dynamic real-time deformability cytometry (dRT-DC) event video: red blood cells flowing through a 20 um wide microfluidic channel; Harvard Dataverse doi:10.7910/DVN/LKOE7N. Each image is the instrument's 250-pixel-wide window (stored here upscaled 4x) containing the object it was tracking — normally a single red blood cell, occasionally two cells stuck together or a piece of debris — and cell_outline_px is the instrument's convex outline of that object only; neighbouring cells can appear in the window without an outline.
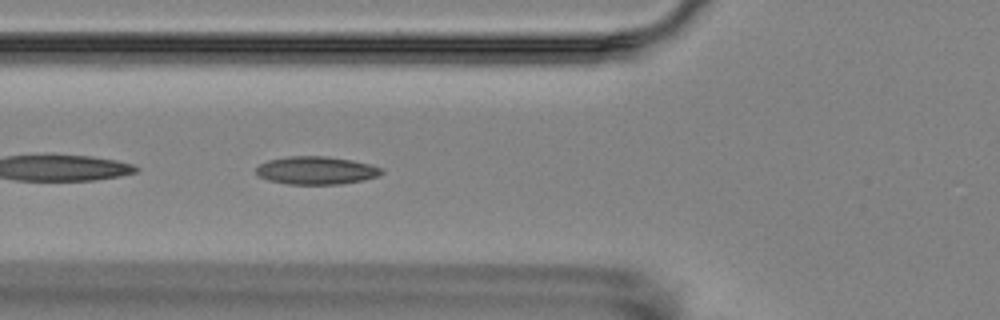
{"species": "Egyptian fruit bat (a non-hibernating species)", "species_latin": "Rousettus aegyptiacus", "temperature_condition": "room temperature", "stored_images_in_passage": 2, "camera_frame_rate_fps": 3000, "um_per_image_px": 0.085, "animal": {"sex": "female"}, "frame": {"image": 1, "passage_image": 2, "time_ms": 1.0, "image_size_px": [1000, 320], "cell_outline_px": [[384, 172], [380, 176], [364, 180], [340, 184], [288, 184], [268, 180], [256, 176], [256, 168], [260, 164], [268, 160], [288, 156], [328, 156], [352, 160], [384, 168]], "centroid_in_image_um": [26.89, 14.48], "position_along_channel_um": 98.9, "area_um2": 20.63}}